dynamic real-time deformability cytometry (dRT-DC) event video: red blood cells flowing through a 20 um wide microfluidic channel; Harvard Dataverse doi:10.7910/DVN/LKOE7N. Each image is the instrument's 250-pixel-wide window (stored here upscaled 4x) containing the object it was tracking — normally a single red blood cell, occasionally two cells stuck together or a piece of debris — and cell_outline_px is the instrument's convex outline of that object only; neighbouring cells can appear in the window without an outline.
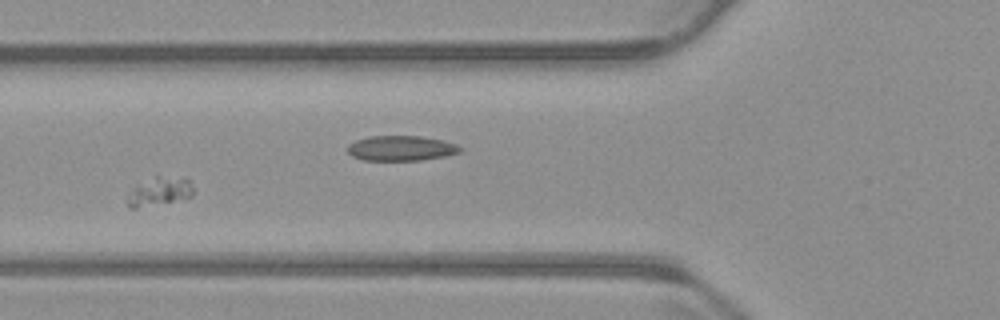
{"species": "common noctule bat (a hibernating species)", "species_latin": "Nyctalus noctula", "temperature_condition": "warm", "stored_images_in_passage": 54, "camera_frame_rate_fps": 3000, "um_per_image_px": 0.085, "animal": {"sex": "male", "body_mass_g": 23.1, "forearm_length_mm": 52.7}, "frame": {"image": 1, "passage_image": 19, "time_ms": 6.0, "image_size_px": [1000, 320], "cell_outline_px": [[192, 196], [136, 208], [132, 208], [128, 204], [128, 200], [136, 184], [156, 172], [184, 176], [192, 184]], "centroid_in_image_um": [13.59, 16.14], "position_along_channel_um": 112.2, "area_um2": 11.27}}
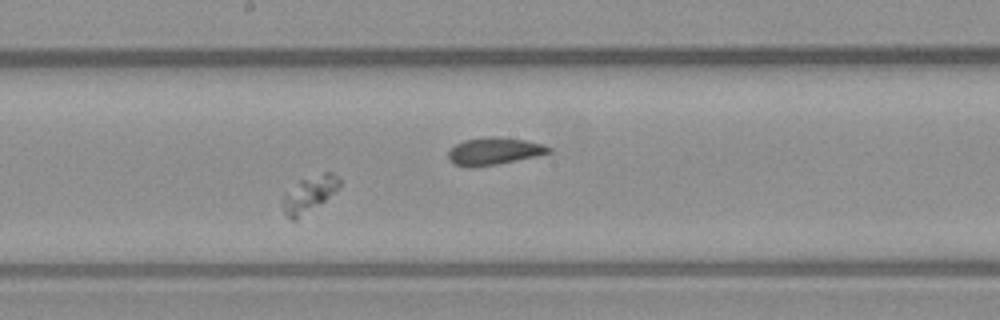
{"frame": {"image": 2, "passage_image": 28, "time_ms": 9.0, "image_size_px": [1000, 320], "cell_outline_px": [[340, 188], [324, 200], [296, 220], [288, 220], [280, 204], [280, 200], [284, 192], [300, 180], [324, 172], [332, 172], [340, 180]], "centroid_in_image_um": [26.21, 16.51], "position_along_channel_um": 222.0, "area_um2": 12.08}}
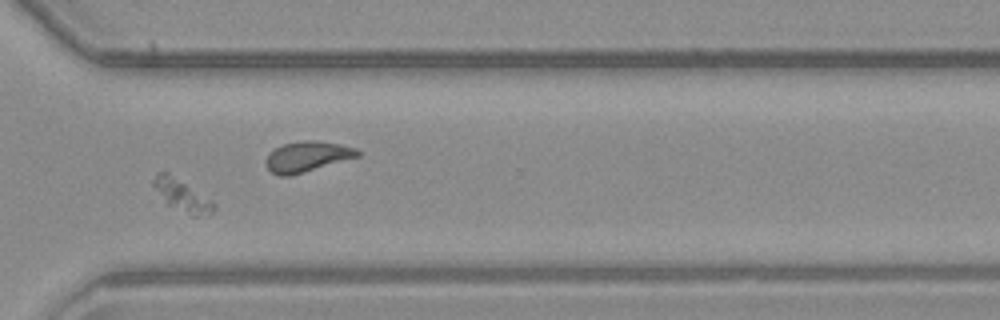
{"frame": {"image": 3, "passage_image": 39, "time_ms": 12.667, "image_size_px": [1000, 320], "cell_outline_px": [[216, 208], [212, 212], [196, 216], [192, 216], [168, 204], [164, 200], [152, 184], [152, 180], [156, 172], [168, 172], [212, 200], [216, 204]], "centroid_in_image_um": [15.48, 16.58], "position_along_channel_um": 355.1, "area_um2": 10.98}}